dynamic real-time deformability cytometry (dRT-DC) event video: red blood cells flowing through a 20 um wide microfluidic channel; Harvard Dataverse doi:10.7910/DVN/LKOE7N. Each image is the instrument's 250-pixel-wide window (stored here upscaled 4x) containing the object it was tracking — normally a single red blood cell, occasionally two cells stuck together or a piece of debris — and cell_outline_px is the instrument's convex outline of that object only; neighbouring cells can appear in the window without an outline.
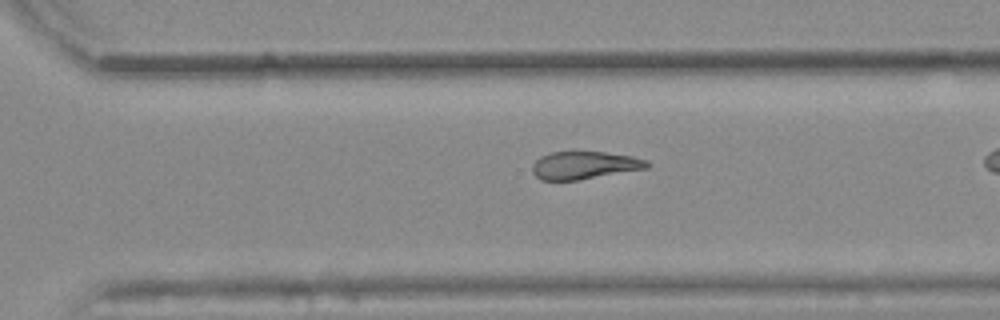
{"species": "common noctule bat (a hibernating species)", "species_latin": "Nyctalus noctula", "temperature_condition": "warm", "stored_images_in_passage": 28, "camera_frame_rate_fps": 3000, "um_per_image_px": 0.085, "animal": {"sex": "female", "body_mass_g": 25.1}, "frame": {"image": 1, "passage_image": 24, "time_ms": 7.667, "image_size_px": [1000, 320], "cell_outline_px": [[648, 168], [580, 180], [540, 180], [532, 172], [532, 164], [540, 156], [552, 152], [604, 152], [632, 156], [648, 160]], "centroid_in_image_um": [49.66, 14.05], "position_along_channel_um": 320.9, "area_um2": 18.55}}